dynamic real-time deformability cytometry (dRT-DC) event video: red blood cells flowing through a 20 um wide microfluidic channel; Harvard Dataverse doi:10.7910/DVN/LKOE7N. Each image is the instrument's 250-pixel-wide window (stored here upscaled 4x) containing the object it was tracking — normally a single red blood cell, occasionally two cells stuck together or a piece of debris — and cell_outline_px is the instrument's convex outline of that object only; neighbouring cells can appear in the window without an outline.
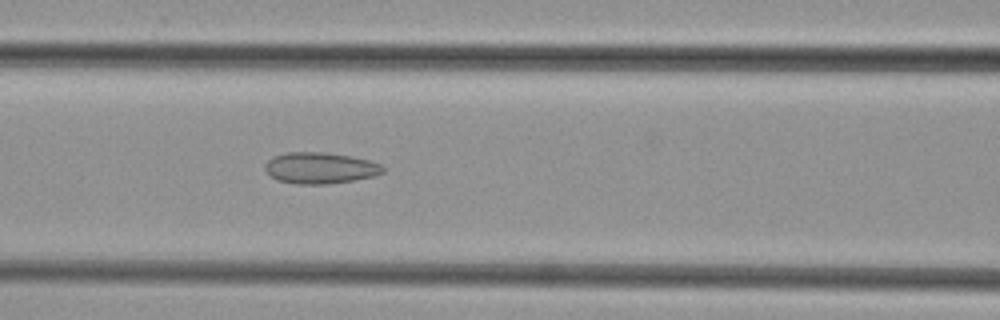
{"species": "common noctule bat (a hibernating species)", "species_latin": "Nyctalus noctula", "temperature_condition": "cold", "stored_images_in_passage": 47, "camera_frame_rate_fps": 3000, "um_per_image_px": 0.085, "animal": {"sex": "female", "body_mass_g": 29.2, "forearm_length_mm": 56.3}, "frame": {"image": 1, "passage_image": 19, "time_ms": 6.0, "image_size_px": [1000, 320], "cell_outline_px": [[384, 172], [372, 176], [352, 180], [328, 184], [296, 184], [276, 180], [264, 168], [264, 164], [272, 156], [288, 152], [324, 152], [348, 156], [368, 160], [380, 164], [384, 168]], "centroid_in_image_um": [27.16, 14.28], "position_along_channel_um": 139.4, "area_um2": 21.33}}
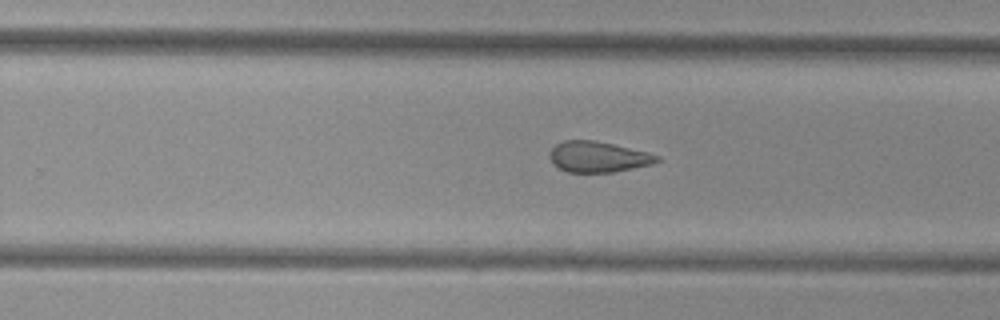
{"frame": {"image": 2, "passage_image": 29, "time_ms": 9.333, "image_size_px": [1000, 320], "cell_outline_px": [[660, 160], [652, 164], [612, 172], [568, 172], [552, 164], [548, 156], [548, 152], [556, 144], [564, 140], [592, 140], [612, 144], [648, 152], [660, 156]], "centroid_in_image_um": [50.8, 13.33], "position_along_channel_um": 279.0, "area_um2": 19.19}}
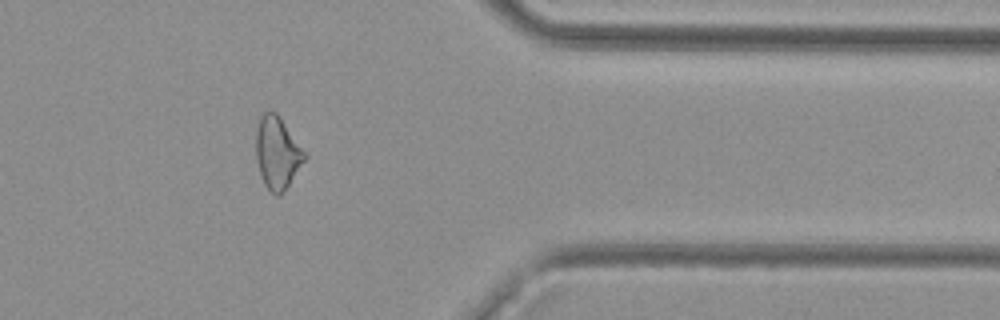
{"frame": {"image": 3, "passage_image": 38, "time_ms": 12.333, "image_size_px": [1000, 320], "cell_outline_px": [[308, 156], [280, 196], [276, 196], [264, 184], [260, 176], [256, 160], [256, 128], [260, 116], [264, 112], [276, 112]], "centroid_in_image_um": [23.55, 13.0], "position_along_channel_um": 387.9, "area_um2": 20.29}}